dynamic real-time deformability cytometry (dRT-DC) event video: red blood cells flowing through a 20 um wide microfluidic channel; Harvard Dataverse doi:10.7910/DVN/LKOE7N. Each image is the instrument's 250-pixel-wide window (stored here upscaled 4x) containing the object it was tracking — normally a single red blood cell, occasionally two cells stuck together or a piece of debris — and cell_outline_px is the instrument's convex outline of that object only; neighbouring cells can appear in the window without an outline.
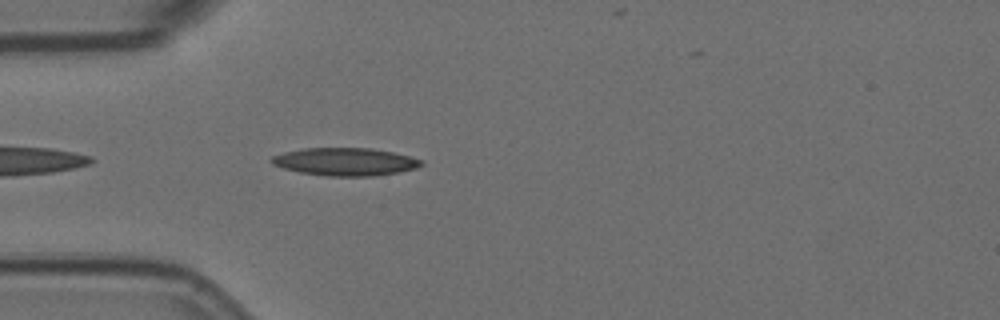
{"species": "Egyptian fruit bat (a non-hibernating species)", "species_latin": "Rousettus aegyptiacus", "temperature_condition": "room temperature", "stored_images_in_passage": 37, "camera_frame_rate_fps": 3000, "um_per_image_px": 0.085, "animal": {"sex": "female"}, "frame": {"image": 1, "passage_image": 3, "time_ms": 0.667, "image_size_px": [1000, 320], "cell_outline_px": [[424, 164], [416, 168], [400, 172], [372, 176], [328, 176], [300, 172], [284, 168], [272, 164], [268, 160], [272, 156], [284, 152], [304, 148], [372, 148], [392, 152], [424, 160]], "centroid_in_image_um": [29.34, 13.74], "position_along_channel_um": 55.7, "area_um2": 24.28}}
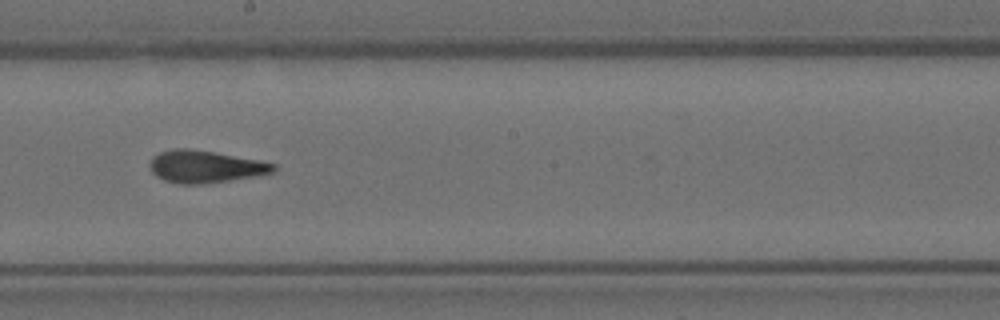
{"frame": {"image": 2, "passage_image": 18, "time_ms": 5.667, "image_size_px": [1000, 320], "cell_outline_px": [[276, 168], [272, 172], [260, 176], [200, 184], [180, 184], [164, 180], [156, 176], [152, 172], [148, 164], [152, 156], [160, 152], [172, 148], [188, 148], [216, 152], [260, 160], [276, 164]], "centroid_in_image_um": [17.43, 14.15], "position_along_channel_um": 230.8, "area_um2": 23.52}}
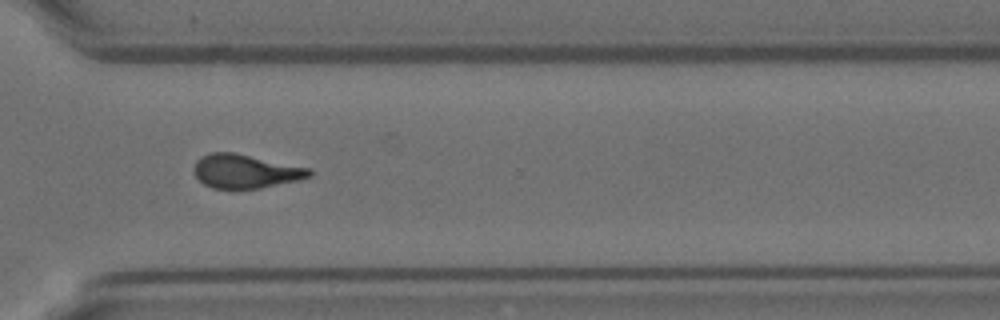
{"frame": {"image": 3, "passage_image": 28, "time_ms": 9.0, "image_size_px": [1000, 320], "cell_outline_px": [[312, 176], [296, 180], [260, 188], [212, 188], [204, 184], [192, 172], [192, 168], [196, 160], [200, 156], [212, 152], [232, 152], [312, 168]], "centroid_in_image_um": [20.83, 14.54], "position_along_channel_um": 349.8, "area_um2": 22.72}}